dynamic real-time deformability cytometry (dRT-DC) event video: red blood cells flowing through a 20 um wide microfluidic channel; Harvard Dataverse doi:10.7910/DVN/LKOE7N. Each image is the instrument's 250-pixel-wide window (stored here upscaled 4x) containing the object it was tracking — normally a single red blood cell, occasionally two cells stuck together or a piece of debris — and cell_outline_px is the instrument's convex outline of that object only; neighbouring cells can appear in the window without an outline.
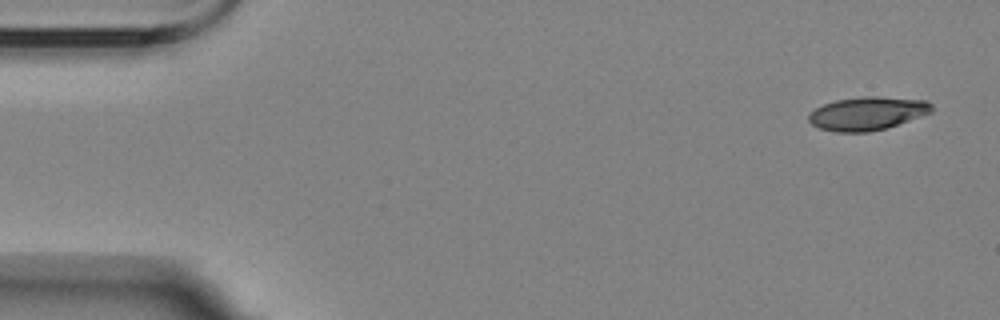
{"species": "Egyptian fruit bat (a non-hibernating species)", "species_latin": "Rousettus aegyptiacus", "temperature_condition": "room temperature", "stored_images_in_passage": 5, "camera_frame_rate_fps": 3000, "um_per_image_px": 0.085, "animal": {"sex": "female"}, "frame": {"image": 1, "passage_image": 1, "time_ms": 0.0, "image_size_px": [1000, 320], "cell_outline_px": [[932, 112], [884, 128], [868, 132], [836, 132], [820, 128], [812, 124], [808, 120], [808, 116], [816, 108], [824, 104], [836, 100], [864, 96], [876, 96], [924, 100], [932, 104]], "centroid_in_image_um": [73.7, 9.64], "position_along_channel_um": 11.3, "area_um2": 23.52}}
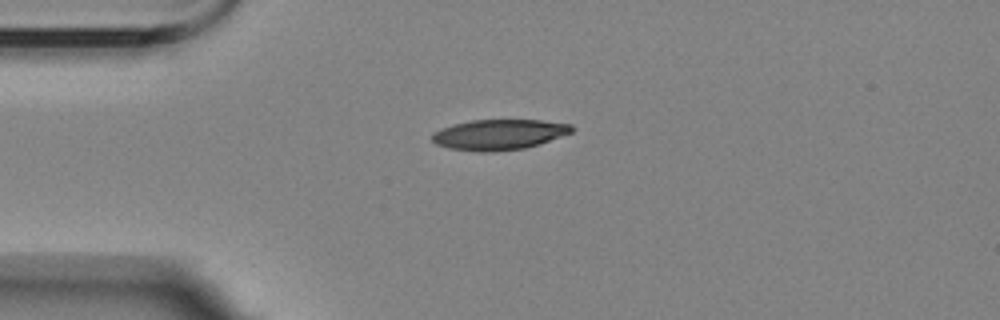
{"frame": {"image": 2, "passage_image": 4, "time_ms": 3.667, "image_size_px": [1000, 320], "cell_outline_px": [[572, 132], [524, 148], [492, 152], [480, 152], [448, 148], [436, 144], [432, 140], [432, 132], [440, 128], [452, 124], [472, 120], [540, 120], [572, 124]], "centroid_in_image_um": [42.34, 11.43], "position_along_channel_um": 42.7, "area_um2": 24.62}}